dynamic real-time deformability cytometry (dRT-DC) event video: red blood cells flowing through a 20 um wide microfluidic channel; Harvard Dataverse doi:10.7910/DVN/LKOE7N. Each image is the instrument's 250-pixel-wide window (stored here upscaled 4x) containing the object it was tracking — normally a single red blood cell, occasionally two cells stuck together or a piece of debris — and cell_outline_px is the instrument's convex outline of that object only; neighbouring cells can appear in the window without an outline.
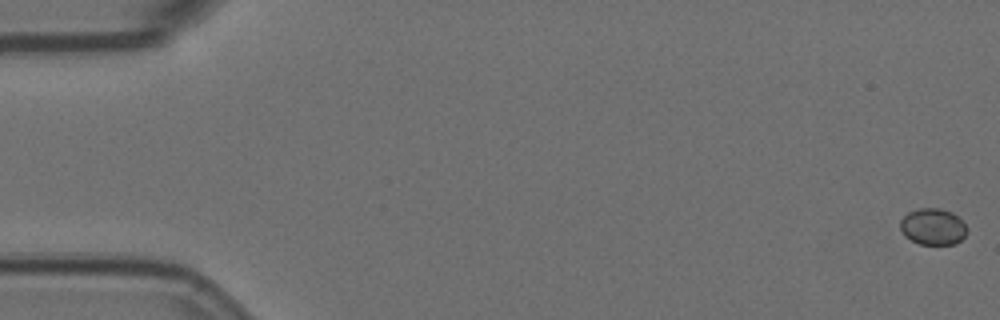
{"species": "Egyptian fruit bat (a non-hibernating species)", "species_latin": "Rousettus aegyptiacus", "temperature_condition": "room temperature", "stored_images_in_passage": 58, "camera_frame_rate_fps": 3000, "um_per_image_px": 0.085, "animal": {"sex": "female"}, "frame": {"image": 1, "passage_image": 1, "time_ms": 0.0, "image_size_px": [1000, 320], "cell_outline_px": [[968, 232], [956, 244], [920, 244], [904, 236], [900, 228], [900, 220], [908, 212], [920, 208], [940, 208], [952, 212], [968, 228]], "centroid_in_image_um": [79.29, 19.26], "position_along_channel_um": 5.7, "area_um2": 14.16}}
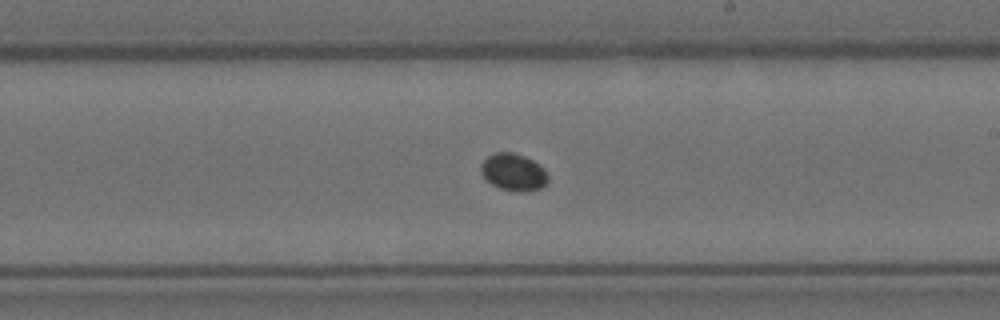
{"frame": {"image": 2, "passage_image": 34, "time_ms": 11.0, "image_size_px": [1000, 320], "cell_outline_px": [[548, 180], [540, 188], [524, 192], [520, 192], [500, 188], [492, 184], [480, 172], [480, 164], [488, 156], [496, 152], [512, 152], [524, 156], [532, 160], [548, 176]], "centroid_in_image_um": [43.6, 14.63], "position_along_channel_um": 245.4, "area_um2": 14.16}}
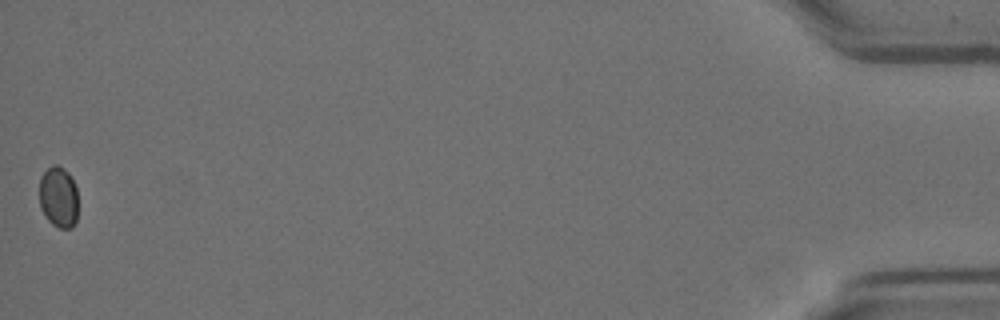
{"frame": {"image": 3, "passage_image": 58, "time_ms": 19.0, "image_size_px": [1000, 320], "cell_outline_px": [[76, 220], [72, 228], [60, 228], [52, 224], [48, 220], [40, 208], [40, 176], [52, 164], [56, 164], [64, 168], [72, 176], [76, 188]], "centroid_in_image_um": [4.96, 16.73], "position_along_channel_um": 430.2, "area_um2": 13.81}}